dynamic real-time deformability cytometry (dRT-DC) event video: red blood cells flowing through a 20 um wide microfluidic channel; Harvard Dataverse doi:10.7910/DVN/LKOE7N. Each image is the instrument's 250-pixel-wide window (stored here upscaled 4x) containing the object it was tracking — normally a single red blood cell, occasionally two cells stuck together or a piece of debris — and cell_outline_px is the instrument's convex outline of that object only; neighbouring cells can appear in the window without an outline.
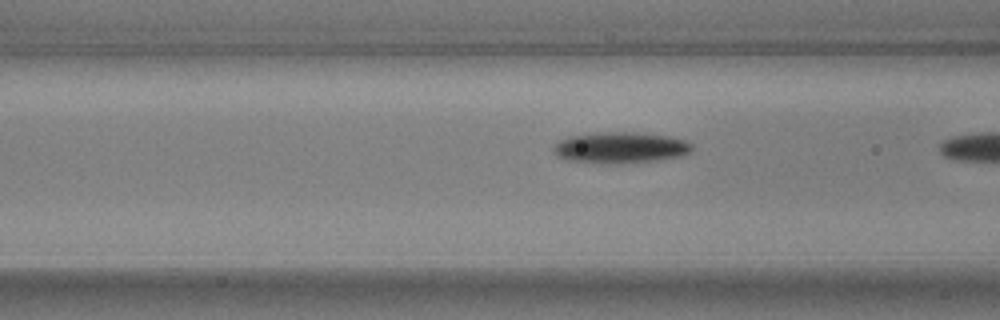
{"species": "common noctule bat (a hibernating species)", "species_latin": "Nyctalus noctula", "temperature_condition": "warm", "stored_images_in_passage": 18, "camera_frame_rate_fps": 3000, "um_per_image_px": 0.085, "animal": {"sex": "male", "body_mass_g": 17.9, "forearm_length_mm": 54.2}, "frame": {"image": 1, "passage_image": 17, "time_ms": 5.333, "image_size_px": [1000, 320], "cell_outline_px": [[692, 148], [688, 152], [680, 156], [660, 160], [620, 164], [604, 164], [564, 160], [556, 156], [552, 152], [552, 148], [560, 140], [568, 136], [596, 132], [636, 132], [672, 136], [684, 140], [692, 144]], "centroid_in_image_um": [52.68, 12.55], "position_along_channel_um": 113.9, "area_um2": 25.66}}